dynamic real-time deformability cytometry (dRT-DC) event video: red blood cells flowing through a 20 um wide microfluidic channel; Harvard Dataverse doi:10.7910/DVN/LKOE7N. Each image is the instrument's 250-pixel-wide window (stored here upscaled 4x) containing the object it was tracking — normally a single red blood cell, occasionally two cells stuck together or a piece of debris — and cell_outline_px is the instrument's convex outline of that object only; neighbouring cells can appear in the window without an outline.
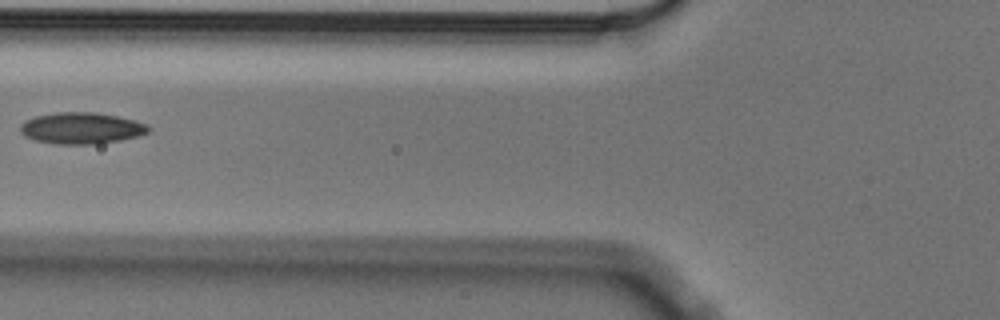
{"species": "Egyptian fruit bat (a non-hibernating species)", "species_latin": "Rousettus aegyptiacus", "temperature_condition": "cold", "stored_images_in_passage": 6, "camera_frame_rate_fps": 3000, "um_per_image_px": 0.085, "animal": {"sex": "male"}, "frame": {"image": 1, "passage_image": 6, "time_ms": 1.667, "image_size_px": [1000, 320], "cell_outline_px": [[152, 128], [148, 132], [140, 136], [120, 140], [96, 144], [56, 144], [36, 140], [24, 136], [20, 132], [20, 124], [24, 120], [36, 116], [56, 112], [92, 112], [116, 116], [136, 120], [148, 124]], "centroid_in_image_um": [6.93, 10.89], "position_along_channel_um": 118.9, "area_um2": 23.64}}